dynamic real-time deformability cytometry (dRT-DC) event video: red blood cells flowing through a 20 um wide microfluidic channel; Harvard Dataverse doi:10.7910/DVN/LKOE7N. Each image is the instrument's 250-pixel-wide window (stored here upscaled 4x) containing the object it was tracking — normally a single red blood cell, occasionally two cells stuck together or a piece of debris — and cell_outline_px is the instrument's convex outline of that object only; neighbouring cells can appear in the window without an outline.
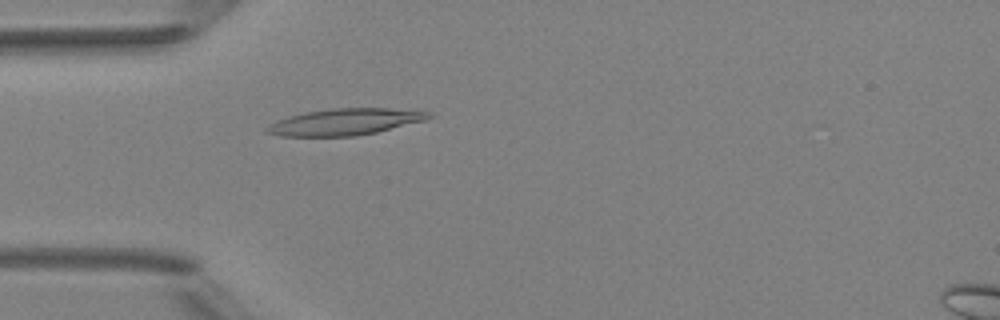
{"species": "Egyptian fruit bat (a non-hibernating species)", "species_latin": "Rousettus aegyptiacus", "temperature_condition": "room temperature", "stored_images_in_passage": 3, "camera_frame_rate_fps": 3000, "um_per_image_px": 0.085, "animal": {"sex": "female"}, "frame": {"image": 1, "passage_image": 3, "time_ms": 2.333, "image_size_px": [1000, 320], "cell_outline_px": [[432, 116], [424, 120], [376, 132], [356, 136], [280, 136], [264, 132], [264, 128], [268, 124], [276, 120], [288, 116], [304, 112], [328, 108], [388, 108], [432, 112]], "centroid_in_image_um": [29.24, 10.35], "position_along_channel_um": 55.8, "area_um2": 25.09}}